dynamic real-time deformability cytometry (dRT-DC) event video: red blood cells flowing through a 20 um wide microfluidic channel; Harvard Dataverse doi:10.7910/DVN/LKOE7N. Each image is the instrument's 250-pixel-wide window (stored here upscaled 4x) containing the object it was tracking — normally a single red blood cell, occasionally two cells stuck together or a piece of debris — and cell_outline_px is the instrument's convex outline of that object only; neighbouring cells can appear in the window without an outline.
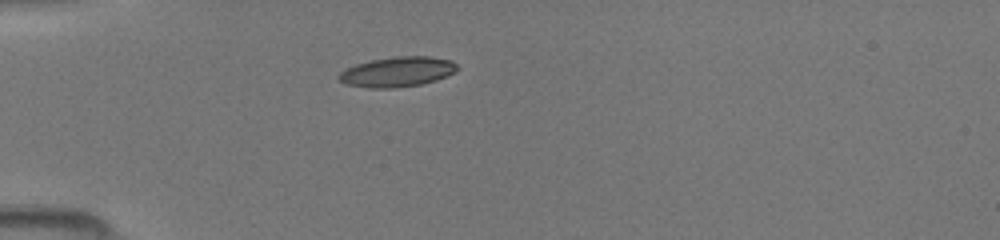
{"species": "common noctule bat (a hibernating species)", "species_latin": "Nyctalus noctula", "temperature_condition": "room temperature", "stored_images_in_passage": 35, "camera_frame_rate_fps": 3000, "um_per_image_px": 0.085, "animal": {"sex": "female", "body_mass_g": 19.5, "forearm_length_mm": 54.1}, "frame": {"image": 1, "passage_image": 1, "time_ms": 0.0, "image_size_px": [1000, 240], "cell_outline_px": [[460, 68], [456, 72], [436, 80], [420, 84], [396, 88], [368, 88], [344, 84], [336, 76], [344, 68], [356, 64], [372, 60], [396, 56], [428, 56], [452, 60]], "centroid_in_image_um": [33.76, 6.1], "position_along_channel_um": 51.2, "area_um2": 20.92}}
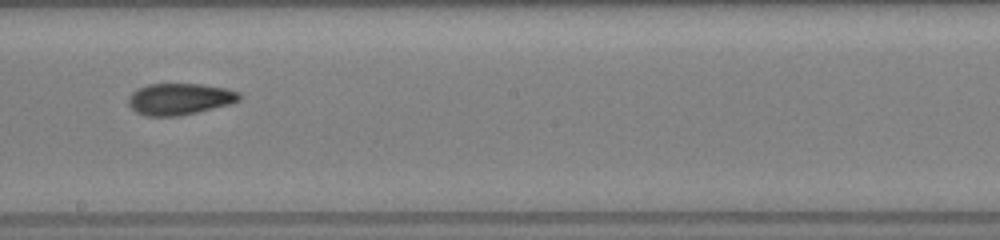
{"frame": {"image": 2, "passage_image": 15, "time_ms": 4.667, "image_size_px": [1000, 240], "cell_outline_px": [[244, 96], [240, 100], [228, 104], [180, 116], [144, 116], [136, 112], [128, 104], [128, 96], [132, 92], [148, 84], [200, 84], [228, 88], [240, 92]], "centroid_in_image_um": [15.28, 8.41], "position_along_channel_um": 232.9, "area_um2": 20.46}}
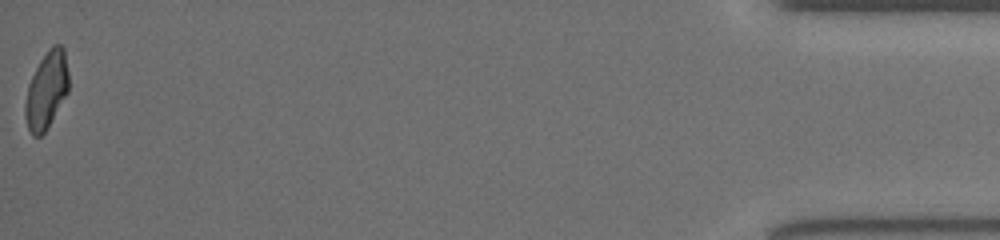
{"frame": {"image": 3, "passage_image": 35, "time_ms": 11.333, "image_size_px": [1000, 240], "cell_outline_px": [[68, 92], [44, 132], [40, 136], [32, 136], [28, 128], [24, 116], [24, 104], [28, 84], [40, 60], [48, 48], [52, 44], [60, 44], [64, 48], [68, 72]], "centroid_in_image_um": [3.94, 7.64], "position_along_channel_um": 431.3, "area_um2": 19.48}}